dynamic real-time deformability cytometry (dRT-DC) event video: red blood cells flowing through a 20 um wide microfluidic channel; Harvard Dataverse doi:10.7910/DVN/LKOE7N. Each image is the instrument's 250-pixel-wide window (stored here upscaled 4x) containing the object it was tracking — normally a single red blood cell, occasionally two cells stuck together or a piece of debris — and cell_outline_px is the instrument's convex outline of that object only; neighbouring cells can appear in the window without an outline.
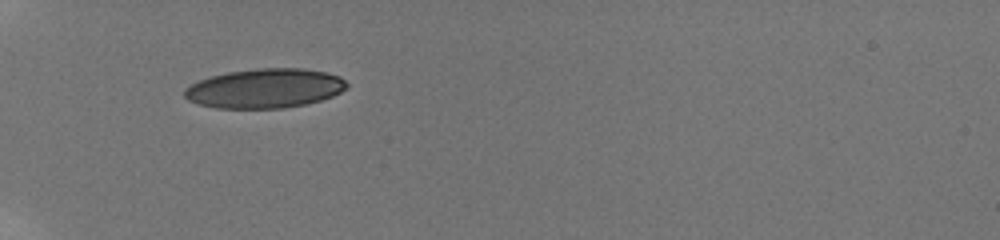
{"species": "human", "species_latin": "Homo sapiens", "temperature_condition": "room temperature", "stored_images_in_passage": 14, "camera_frame_rate_fps": 3000, "um_per_image_px": 0.085, "donor": {"sex": "male"}, "frame": {"image": 1, "passage_image": 1, "time_ms": 0.0, "image_size_px": [1000, 240], "cell_outline_px": [[348, 84], [340, 92], [332, 96], [320, 100], [304, 104], [284, 108], [216, 108], [200, 104], [188, 100], [184, 96], [184, 88], [200, 80], [212, 76], [228, 72], [256, 68], [304, 68], [324, 72], [340, 76]], "centroid_in_image_um": [22.5, 7.51], "position_along_channel_um": 62.5, "area_um2": 37.05}}
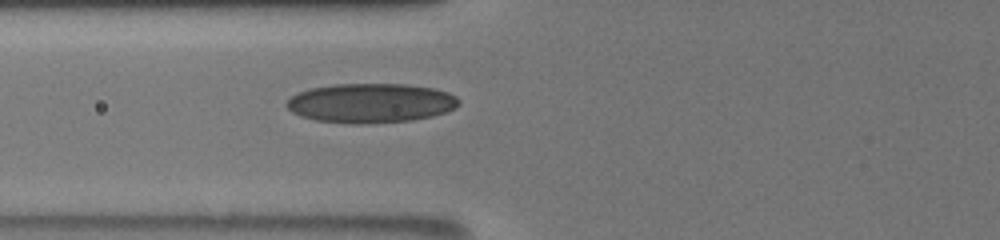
{"frame": {"image": 2, "passage_image": 11, "time_ms": 1.333, "image_size_px": [1000, 240], "cell_outline_px": [[460, 104], [456, 108], [432, 116], [412, 120], [360, 124], [352, 124], [316, 120], [300, 116], [292, 112], [284, 104], [292, 96], [300, 92], [312, 88], [336, 84], [408, 84], [432, 88], [448, 92], [456, 96], [460, 100]], "centroid_in_image_um": [31.53, 8.76], "position_along_channel_um": 94.3, "area_um2": 39.54}}